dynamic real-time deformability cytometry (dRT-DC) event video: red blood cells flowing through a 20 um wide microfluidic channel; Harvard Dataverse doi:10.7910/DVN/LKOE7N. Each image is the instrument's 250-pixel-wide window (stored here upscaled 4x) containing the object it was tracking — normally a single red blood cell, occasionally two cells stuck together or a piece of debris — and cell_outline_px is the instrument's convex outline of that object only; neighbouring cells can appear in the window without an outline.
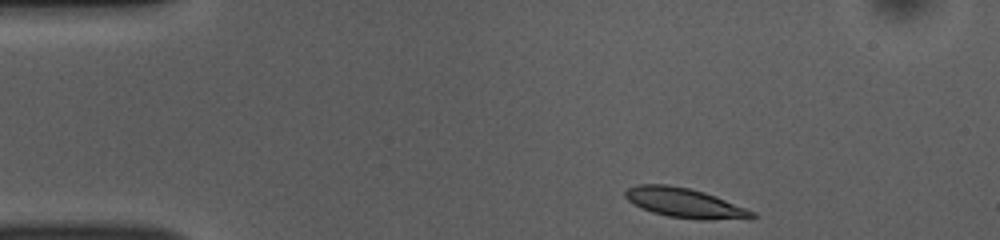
{"species": "common noctule bat (a hibernating species)", "species_latin": "Nyctalus noctula", "temperature_condition": "room temperature", "stored_images_in_passage": 45, "camera_frame_rate_fps": 3000, "um_per_image_px": 0.085, "animal": {"sex": "female", "body_mass_g": 10.0, "forearm_length_mm": 53.1}, "frame": {"image": 1, "passage_image": 1, "time_ms": 0.0, "image_size_px": [1000, 240], "cell_outline_px": [[756, 216], [752, 220], [700, 220], [668, 216], [652, 212], [640, 208], [628, 200], [624, 196], [624, 192], [628, 188], [636, 184], [668, 184], [688, 188], [704, 192], [716, 196], [756, 212]], "centroid_in_image_um": [58.26, 17.27], "position_along_channel_um": 26.7, "area_um2": 22.31}}
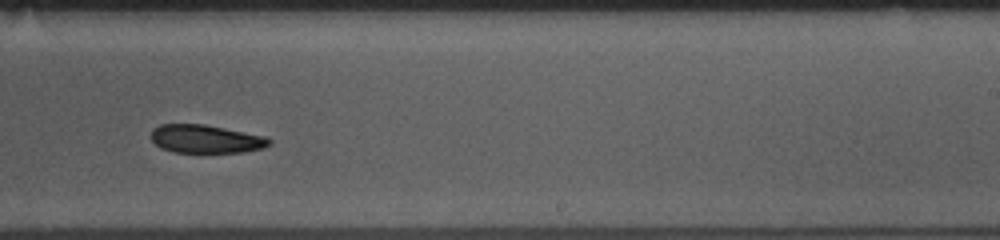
{"frame": {"image": 2, "passage_image": 25, "time_ms": 8.0, "image_size_px": [1000, 240], "cell_outline_px": [[272, 144], [264, 148], [244, 152], [172, 152], [160, 148], [148, 136], [152, 128], [160, 124], [204, 124], [268, 136], [272, 140]], "centroid_in_image_um": [17.5, 11.8], "position_along_channel_um": 271.5, "area_um2": 19.88}}
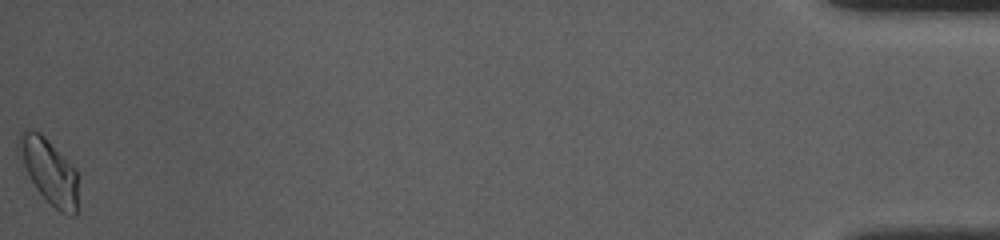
{"frame": {"image": 3, "passage_image": 45, "time_ms": 14.667, "image_size_px": [1000, 240], "cell_outline_px": [[76, 216], [68, 216], [60, 212], [36, 188], [16, 152], [16, 140], [20, 132], [24, 128], [32, 128], [40, 132], [76, 168]], "centroid_in_image_um": [4.12, 14.46], "position_along_channel_um": 431.1, "area_um2": 22.48}, "authors_computed_cell_mechanics": {"area_um2": 21.3282, "velocity_mm_per_s": 3.8191, "shape_relaxation_time_tau1_ms": 4.3829, "shape_relaxation_time_tau2_ms": null, "deformation_change_tau1": 0.1016, "deformation_change_tau2": null}}